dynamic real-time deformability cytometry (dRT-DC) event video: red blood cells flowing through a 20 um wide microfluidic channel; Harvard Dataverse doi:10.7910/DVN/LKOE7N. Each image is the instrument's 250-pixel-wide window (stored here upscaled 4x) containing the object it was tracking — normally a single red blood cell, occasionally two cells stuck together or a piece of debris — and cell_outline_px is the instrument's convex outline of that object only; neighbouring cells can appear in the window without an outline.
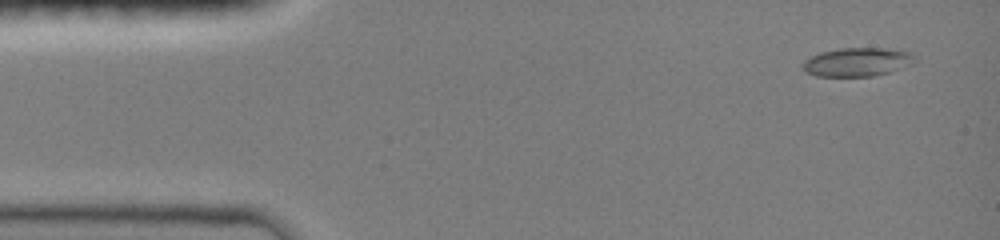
{"species": "common noctule bat (a hibernating species)", "species_latin": "Nyctalus noctula", "temperature_condition": "room temperature", "stored_images_in_passage": 45, "camera_frame_rate_fps": 3000, "um_per_image_px": 0.085, "animal": {"sex": "female", "body_mass_g": 19.0, "forearm_length_mm": 51.5}, "frame": {"image": 1, "passage_image": 1, "time_ms": 0.0, "image_size_px": [1000, 240], "cell_outline_px": [[916, 60], [912, 64], [888, 72], [872, 76], [816, 76], [804, 72], [804, 60], [820, 52], [840, 48], [884, 48], [912, 52], [916, 56]], "centroid_in_image_um": [72.88, 5.26], "position_along_channel_um": 12.1, "area_um2": 18.67}}
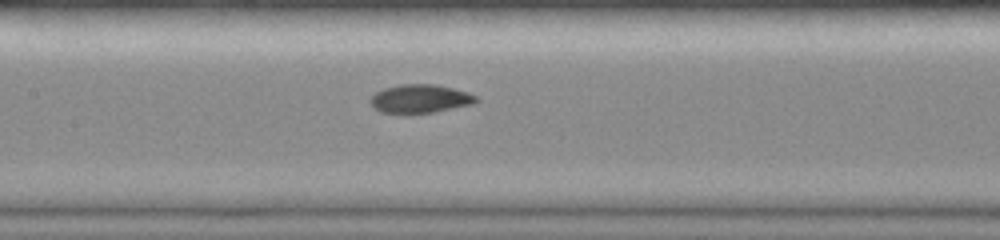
{"frame": {"image": 2, "passage_image": 20, "time_ms": 6.333, "image_size_px": [1000, 240], "cell_outline_px": [[480, 100], [472, 104], [432, 112], [380, 112], [368, 100], [376, 92], [384, 88], [400, 84], [436, 84], [468, 92], [476, 96]], "centroid_in_image_um": [35.72, 8.36], "position_along_channel_um": 171.7, "area_um2": 17.22}}
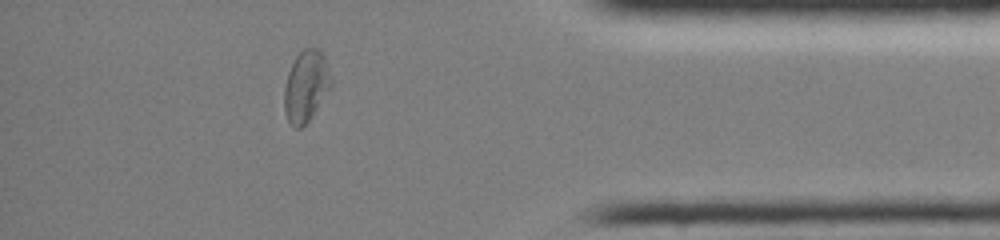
{"frame": {"image": 3, "passage_image": 39, "time_ms": 12.667, "image_size_px": [1000, 240], "cell_outline_px": [[332, 88], [308, 120], [300, 128], [292, 128], [288, 120], [284, 108], [284, 88], [288, 72], [296, 56], [304, 48], [320, 48], [324, 52], [332, 80]], "centroid_in_image_um": [26.03, 7.29], "position_along_channel_um": 409.2, "area_um2": 19.65}, "authors_computed_cell_mechanics": {"area_um2": 18.1492, "velocity_mm_per_s": 4.0649, "shape_relaxation_time_tau1_ms": 10.31, "shape_relaxation_time_tau2_ms": 1.0727, "deformation_change_tau1": 0.2343, "deformation_change_tau2": 0.039}}